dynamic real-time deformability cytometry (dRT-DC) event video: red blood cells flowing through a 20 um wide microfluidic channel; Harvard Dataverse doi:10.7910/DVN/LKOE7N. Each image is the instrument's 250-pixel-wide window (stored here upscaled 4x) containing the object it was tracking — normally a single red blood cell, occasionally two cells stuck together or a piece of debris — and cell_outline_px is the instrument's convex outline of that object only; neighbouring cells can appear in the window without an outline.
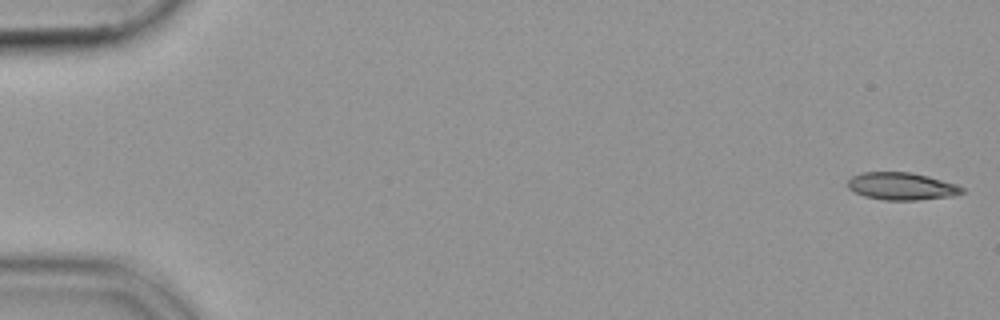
{"species": "common noctule bat (a hibernating species)", "species_latin": "Nyctalus noctula", "temperature_condition": "cold", "stored_images_in_passage": 53, "camera_frame_rate_fps": 3000, "um_per_image_px": 0.085, "animal": {"sex": "female", "body_mass_g": 19.9}, "frame": {"image": 1, "passage_image": 1, "time_ms": 0.0, "image_size_px": [1000, 320], "cell_outline_px": [[964, 192], [956, 196], [920, 200], [884, 200], [864, 196], [848, 188], [848, 180], [852, 176], [860, 172], [912, 172], [928, 176], [956, 184], [964, 188]], "centroid_in_image_um": [76.66, 15.83], "position_along_channel_um": 8.3, "area_um2": 18.44}}
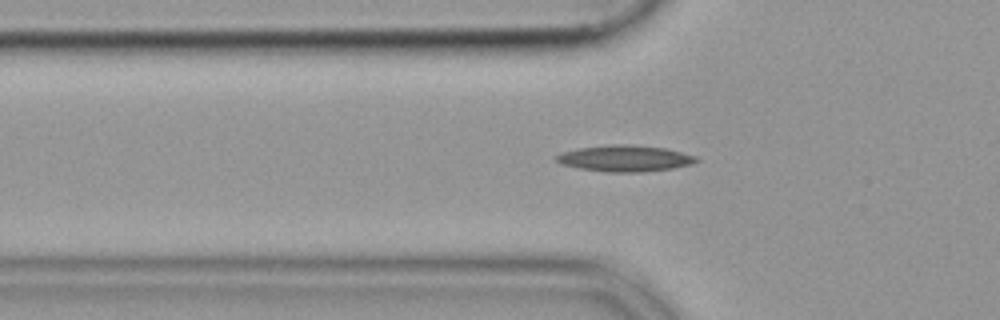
{"frame": {"image": 2, "passage_image": 18, "time_ms": 5.667, "image_size_px": [1000, 320], "cell_outline_px": [[700, 160], [692, 164], [672, 168], [640, 172], [608, 172], [580, 168], [560, 164], [556, 160], [556, 156], [560, 152], [580, 148], [608, 144], [632, 144], [664, 148], [696, 156]], "centroid_in_image_um": [53.1, 13.45], "position_along_channel_um": 72.7, "area_um2": 21.39}}
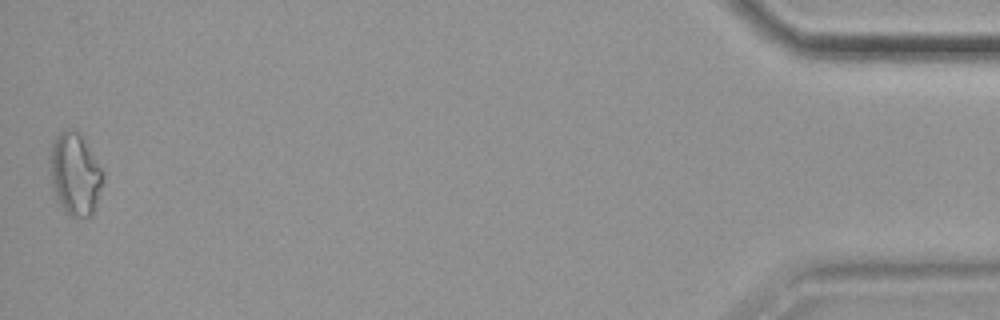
{"frame": {"image": 3, "passage_image": 53, "time_ms": 17.333, "image_size_px": [1000, 320], "cell_outline_px": [[104, 176], [92, 216], [68, 216], [56, 200], [52, 188], [48, 160], [48, 156], [52, 140], [60, 132], [68, 128], [72, 128], [80, 132], [104, 172]], "centroid_in_image_um": [6.33, 14.76], "position_along_channel_um": 428.9, "area_um2": 25.89}}